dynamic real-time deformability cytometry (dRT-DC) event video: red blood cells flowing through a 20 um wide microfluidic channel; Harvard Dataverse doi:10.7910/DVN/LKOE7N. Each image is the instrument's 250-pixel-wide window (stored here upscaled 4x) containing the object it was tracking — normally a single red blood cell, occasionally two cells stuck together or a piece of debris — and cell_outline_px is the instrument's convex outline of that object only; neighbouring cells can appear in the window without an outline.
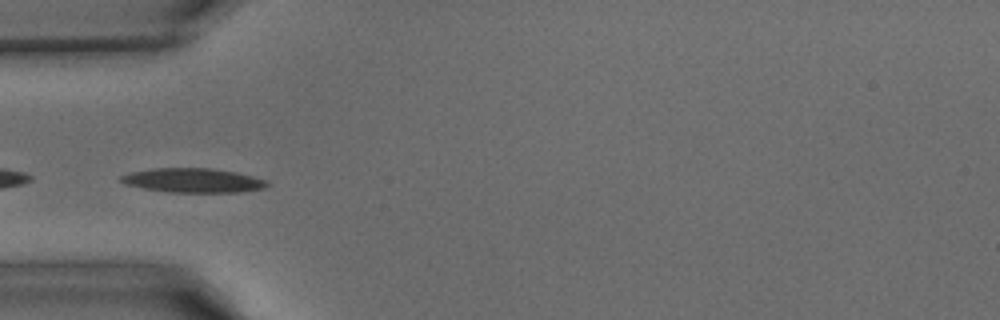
{"species": "common noctule bat (a hibernating species)", "species_latin": "Nyctalus noctula", "temperature_condition": "warm", "stored_images_in_passage": 18, "camera_frame_rate_fps": 3000, "um_per_image_px": 0.085, "animal": {"sex": "male", "body_mass_g": 15.6}, "frame": {"image": 1, "passage_image": 1, "time_ms": 0.0, "image_size_px": [1000, 320], "cell_outline_px": [[268, 184], [264, 188], [240, 192], [168, 192], [144, 188], [128, 184], [120, 180], [120, 176], [132, 172], [152, 168], [212, 168], [236, 172], [268, 180]], "centroid_in_image_um": [16.45, 15.33], "position_along_channel_um": 68.6, "area_um2": 20.52}}
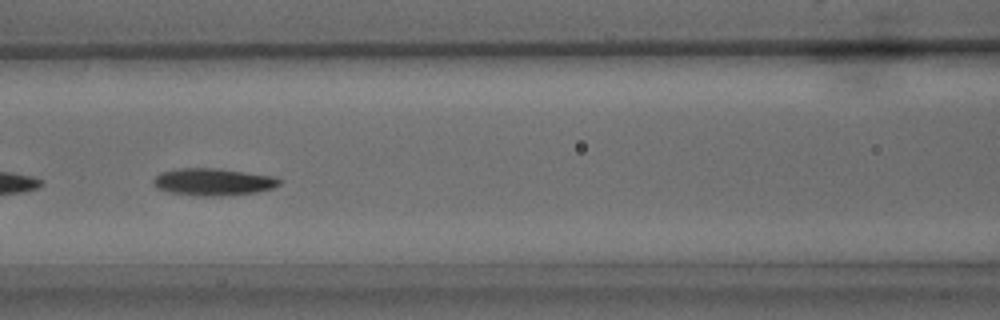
{"frame": {"image": 2, "passage_image": 6, "time_ms": 1.667, "image_size_px": [1000, 320], "cell_outline_px": [[280, 184], [272, 188], [256, 192], [220, 196], [196, 196], [168, 192], [156, 188], [152, 184], [152, 180], [160, 172], [176, 168], [216, 168], [272, 176], [280, 180]], "centroid_in_image_um": [18.03, 15.46], "position_along_channel_um": 148.6, "area_um2": 20.0}}
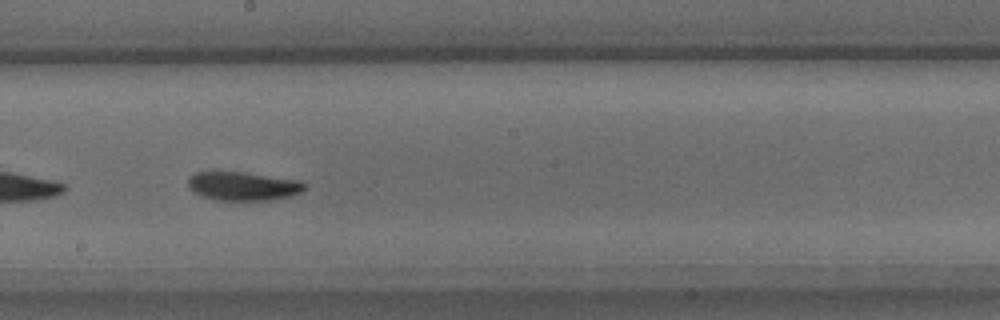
{"frame": {"image": 3, "passage_image": 11, "time_ms": 3.333, "image_size_px": [1000, 320], "cell_outline_px": [[308, 184], [300, 192], [292, 196], [268, 200], [216, 200], [200, 196], [192, 192], [188, 188], [188, 176], [196, 172], [244, 172], [300, 180]], "centroid_in_image_um": [20.63, 15.82], "position_along_channel_um": 227.6, "area_um2": 19.71}}